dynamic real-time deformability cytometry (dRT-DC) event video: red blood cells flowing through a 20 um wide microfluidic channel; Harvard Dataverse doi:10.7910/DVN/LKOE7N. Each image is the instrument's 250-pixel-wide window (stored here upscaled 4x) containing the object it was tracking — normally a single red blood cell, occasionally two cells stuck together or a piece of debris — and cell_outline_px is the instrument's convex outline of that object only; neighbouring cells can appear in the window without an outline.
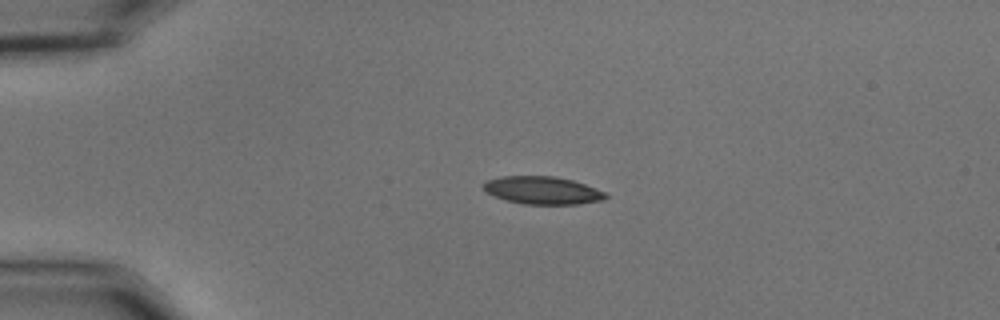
{"species": "common noctule bat (a hibernating species)", "species_latin": "Nyctalus noctula", "temperature_condition": "cold", "stored_images_in_passage": 43, "camera_frame_rate_fps": 3000, "um_per_image_px": 0.085, "animal": {"sex": "male", "body_mass_g": 15.6}, "frame": {"image": 1, "passage_image": 1, "time_ms": 0.0, "image_size_px": [1000, 320], "cell_outline_px": [[608, 196], [604, 200], [580, 204], [524, 204], [508, 200], [484, 192], [480, 184], [484, 180], [500, 176], [556, 176], [572, 180], [584, 184], [604, 192]], "centroid_in_image_um": [46.05, 16.17], "position_along_channel_um": 38.9, "area_um2": 19.88}}
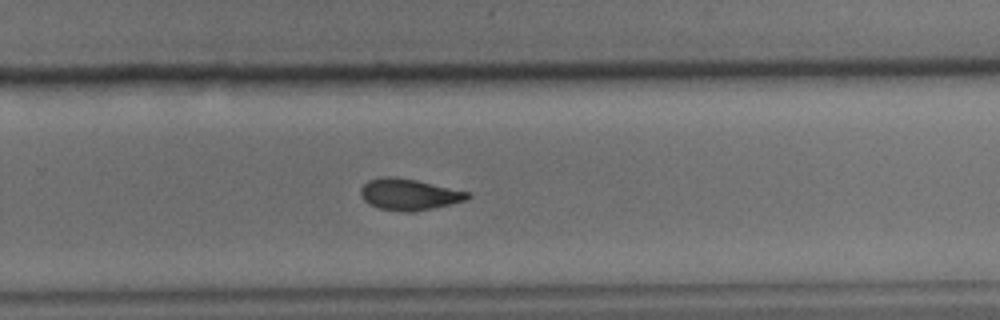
{"frame": {"image": 2, "passage_image": 25, "time_ms": 8.0, "image_size_px": [1000, 320], "cell_outline_px": [[472, 196], [464, 200], [432, 208], [412, 212], [404, 212], [380, 208], [368, 204], [360, 196], [360, 188], [368, 180], [380, 176], [396, 176], [416, 180], [472, 192]], "centroid_in_image_um": [34.74, 16.51], "position_along_channel_um": 295.1, "area_um2": 19.65}}
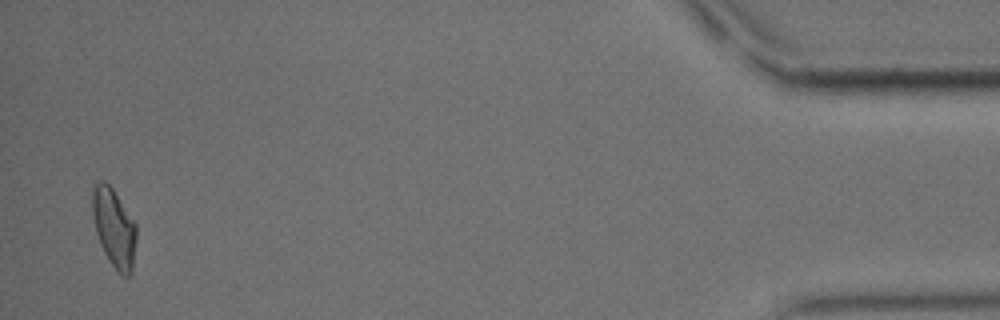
{"frame": {"image": 3, "passage_image": 42, "time_ms": 13.667, "image_size_px": [1000, 320], "cell_outline_px": [[136, 240], [132, 272], [128, 276], [124, 276], [112, 264], [104, 252], [100, 244], [96, 232], [92, 212], [92, 188], [100, 180], [104, 180], [112, 188], [136, 224]], "centroid_in_image_um": [9.69, 19.34], "position_along_channel_um": 425.5, "area_um2": 19.88}, "authors_computed_cell_mechanics": {"area_um2": 19.8832, "velocity_mm_per_s": 3.6643, "shape_relaxation_time_tau1_ms": 4.9039, "shape_relaxation_time_tau2_ms": 3.0848, "deformation_change_tau1": 0.1344, "deformation_change_tau2": 0.0851}}